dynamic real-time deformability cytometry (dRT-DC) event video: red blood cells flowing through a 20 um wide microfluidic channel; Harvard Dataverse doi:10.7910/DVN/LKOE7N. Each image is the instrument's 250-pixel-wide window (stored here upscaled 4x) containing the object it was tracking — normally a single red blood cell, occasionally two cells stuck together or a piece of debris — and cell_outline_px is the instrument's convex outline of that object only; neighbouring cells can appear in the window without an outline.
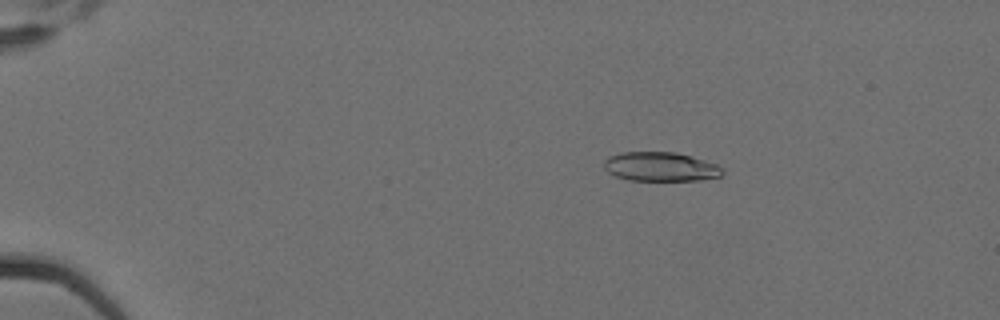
{"species": "Egyptian fruit bat (a non-hibernating species)", "species_latin": "Rousettus aegyptiacus", "temperature_condition": "cold", "stored_images_in_passage": 8, "camera_frame_rate_fps": 3000, "um_per_image_px": 0.085, "animal": {"sex": "female"}, "frame": {"image": 1, "passage_image": 3, "time_ms": 0.667, "image_size_px": [1000, 320], "cell_outline_px": [[724, 172], [720, 176], [700, 180], [628, 180], [616, 176], [608, 172], [604, 168], [604, 160], [608, 156], [620, 152], [676, 152], [692, 156], [716, 164], [724, 168]], "centroid_in_image_um": [56.14, 14.16], "position_along_channel_um": 28.9, "area_um2": 20.23}}
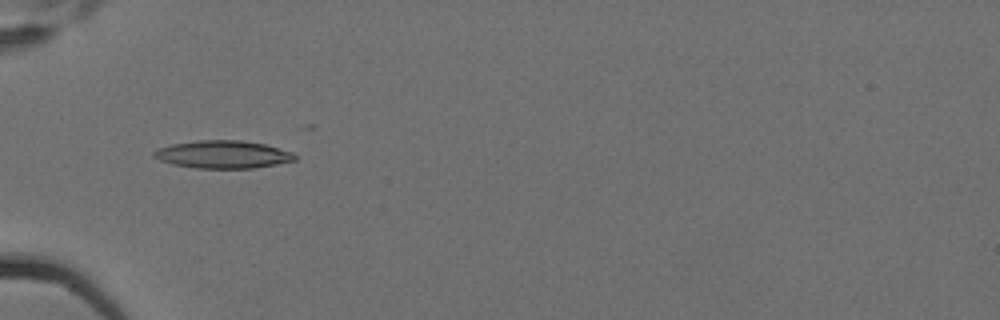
{"frame": {"image": 2, "passage_image": 6, "time_ms": 1.667, "image_size_px": [1000, 320], "cell_outline_px": [[296, 160], [276, 164], [252, 168], [196, 168], [172, 164], [160, 160], [152, 156], [152, 152], [160, 148], [172, 144], [200, 140], [240, 140], [264, 144], [292, 152], [296, 156]], "centroid_in_image_um": [18.93, 13.13], "position_along_channel_um": 66.1, "area_um2": 22.6}}
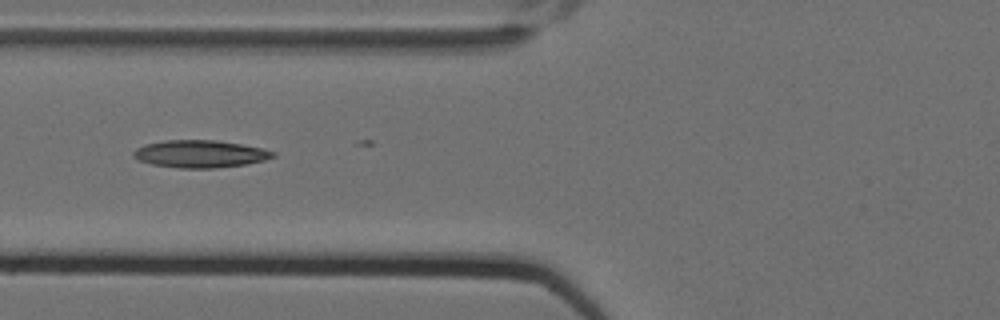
{"frame": {"image": 3, "passage_image": 7, "time_ms": 2.0, "image_size_px": [1000, 320], "cell_outline_px": [[276, 156], [264, 160], [244, 164], [216, 168], [180, 168], [152, 164], [140, 160], [132, 156], [132, 152], [136, 148], [144, 144], [164, 140], [216, 140], [264, 148], [276, 152]], "centroid_in_image_um": [17.01, 13.07], "position_along_channel_um": 108.8, "area_um2": 22.31}}